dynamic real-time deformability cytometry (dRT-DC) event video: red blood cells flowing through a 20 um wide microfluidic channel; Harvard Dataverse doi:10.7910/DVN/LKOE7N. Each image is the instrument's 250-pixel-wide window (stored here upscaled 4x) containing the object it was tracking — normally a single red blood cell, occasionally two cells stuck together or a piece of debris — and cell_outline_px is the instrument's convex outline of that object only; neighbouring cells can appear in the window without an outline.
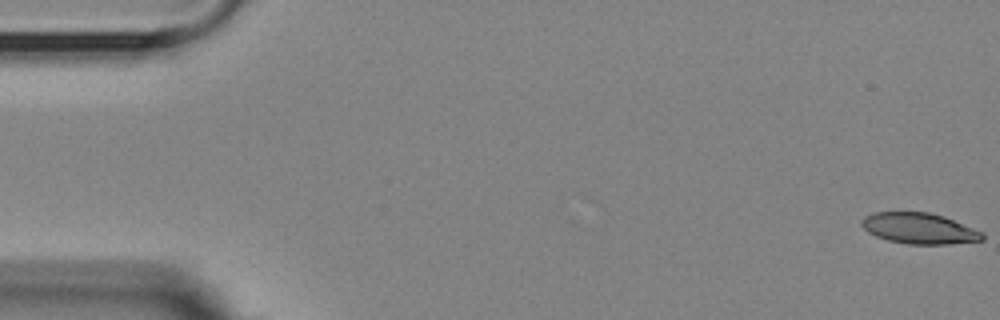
{"species": "Egyptian fruit bat (a non-hibernating species)", "species_latin": "Rousettus aegyptiacus", "temperature_condition": "room temperature", "stored_images_in_passage": 40, "camera_frame_rate_fps": 3000, "um_per_image_px": 0.085, "animal": {"sex": "female"}, "frame": {"image": 1, "passage_image": 1, "time_ms": 0.0, "image_size_px": [1000, 320], "cell_outline_px": [[984, 240], [948, 244], [908, 244], [888, 240], [876, 236], [868, 232], [860, 224], [860, 220], [864, 216], [872, 212], [928, 212], [944, 216], [984, 232]], "centroid_in_image_um": [78.13, 19.41], "position_along_channel_um": 6.9, "area_um2": 21.85}}
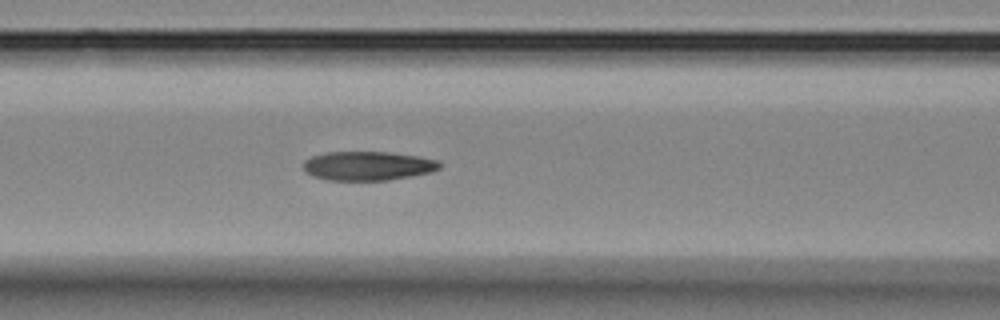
{"frame": {"image": 2, "passage_image": 23, "time_ms": 7.333, "image_size_px": [1000, 320], "cell_outline_px": [[440, 168], [432, 172], [412, 176], [388, 180], [328, 180], [312, 176], [304, 168], [304, 160], [312, 156], [328, 152], [388, 152], [420, 156], [440, 160]], "centroid_in_image_um": [31.31, 14.09], "position_along_channel_um": 135.3, "area_um2": 23.12}}
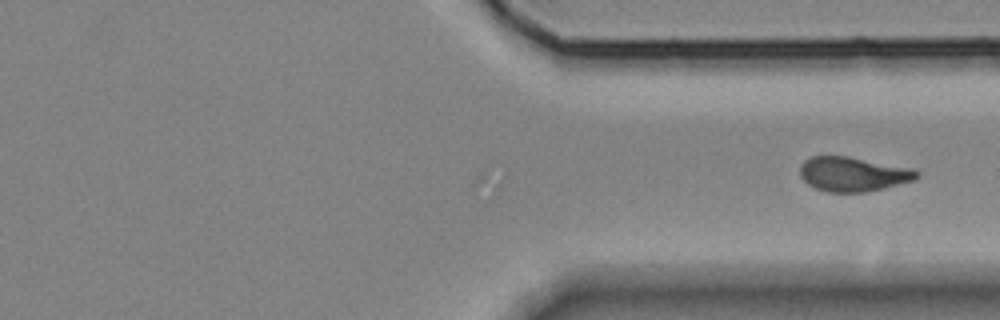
{"frame": {"image": 3, "passage_image": 40, "time_ms": 13.0, "image_size_px": [1000, 320], "cell_outline_px": [[920, 176], [912, 180], [864, 192], [828, 192], [816, 188], [808, 184], [800, 176], [800, 164], [804, 160], [812, 156], [848, 156], [916, 168], [920, 172]], "centroid_in_image_um": [72.51, 14.78], "position_along_channel_um": 338.9, "area_um2": 23.47}}